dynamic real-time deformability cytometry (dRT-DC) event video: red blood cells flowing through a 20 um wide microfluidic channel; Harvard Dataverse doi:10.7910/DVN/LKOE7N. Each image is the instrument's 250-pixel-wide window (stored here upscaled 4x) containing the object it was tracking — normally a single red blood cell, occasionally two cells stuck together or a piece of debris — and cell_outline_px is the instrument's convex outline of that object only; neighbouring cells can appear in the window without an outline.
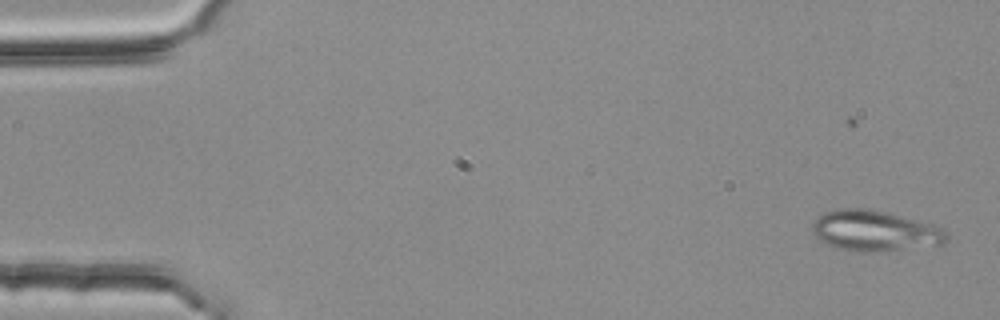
{"species": "common noctule bat (a hibernating species)", "species_latin": "Nyctalus noctula", "temperature_condition": "room temperature", "stored_images_in_passage": 6, "camera_frame_rate_fps": 3000, "um_per_image_px": 0.085, "animal": {"sex": "female", "body_mass_g": 25.1}, "frame": {"image": 1, "passage_image": 1, "time_ms": 0.0, "image_size_px": [1000, 320], "cell_outline_px": [[948, 240], [944, 244], [876, 252], [856, 252], [836, 248], [824, 244], [812, 232], [812, 224], [824, 212], [836, 208], [868, 208], [932, 224], [944, 228], [948, 236]], "centroid_in_image_um": [74.34, 19.63], "position_along_channel_um": 10.7, "area_um2": 31.96}}